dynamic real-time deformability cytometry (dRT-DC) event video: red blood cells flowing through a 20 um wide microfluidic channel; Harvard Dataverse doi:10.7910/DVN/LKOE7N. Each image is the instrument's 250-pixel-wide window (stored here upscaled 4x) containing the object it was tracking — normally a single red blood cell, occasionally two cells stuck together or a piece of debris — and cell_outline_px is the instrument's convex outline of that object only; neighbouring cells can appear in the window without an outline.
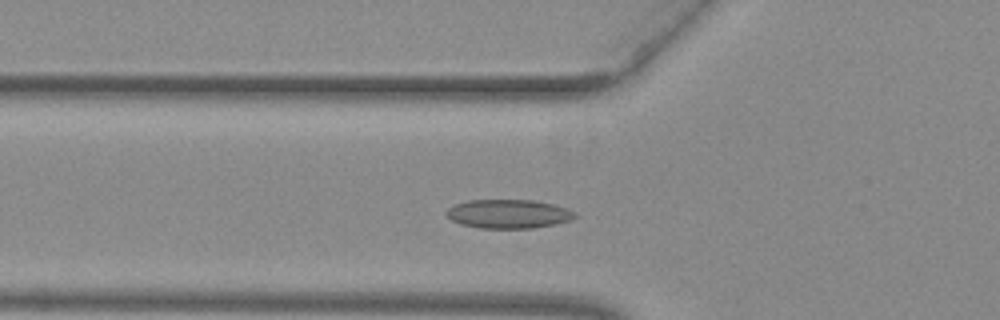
{"species": "common noctule bat (a hibernating species)", "species_latin": "Nyctalus noctula", "temperature_condition": "warm", "stored_images_in_passage": 46, "camera_frame_rate_fps": 3000, "um_per_image_px": 0.085, "animal": {"sex": "female", "body_mass_g": 29.2, "forearm_length_mm": 56.3}, "frame": {"image": 1, "passage_image": 12, "time_ms": 3.667, "image_size_px": [1000, 320], "cell_outline_px": [[576, 216], [568, 220], [556, 224], [532, 228], [480, 228], [460, 224], [452, 220], [444, 212], [452, 204], [468, 200], [536, 200], [568, 208], [576, 212]], "centroid_in_image_um": [43.19, 18.17], "position_along_channel_um": 82.6, "area_um2": 21.73}}
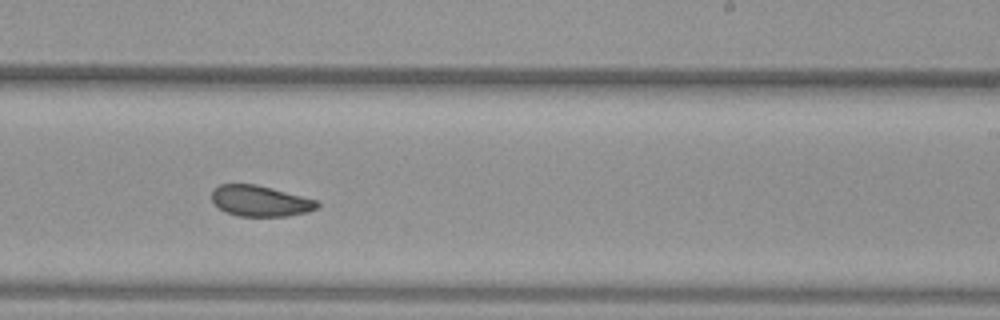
{"frame": {"image": 2, "passage_image": 26, "time_ms": 8.333, "image_size_px": [1000, 320], "cell_outline_px": [[320, 208], [308, 212], [288, 216], [240, 216], [228, 212], [220, 208], [212, 200], [212, 188], [220, 184], [256, 184], [320, 200]], "centroid_in_image_um": [22.19, 17.07], "position_along_channel_um": 266.8, "area_um2": 19.13}}
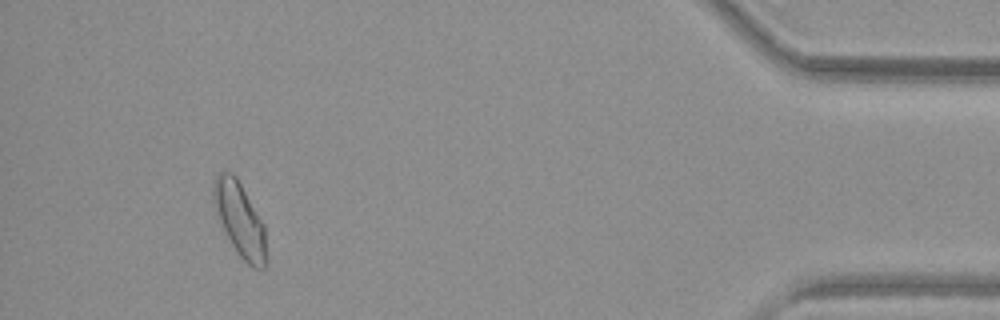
{"frame": {"image": 3, "passage_image": 42, "time_ms": 13.667, "image_size_px": [1000, 320], "cell_outline_px": [[268, 264], [264, 268], [252, 268], [236, 252], [224, 232], [216, 216], [212, 200], [212, 188], [216, 176], [220, 172], [232, 172], [236, 176], [264, 224]], "centroid_in_image_um": [20.38, 18.69], "position_along_channel_um": 414.8, "area_um2": 23.18}, "authors_computed_cell_mechanics": {"area_um2": 20.4901, "velocity_mm_per_s": 3.9477, "shape_relaxation_time_tau1_ms": null, "shape_relaxation_time_tau2_ms": 3.1918, "deformation_change_tau1": null, "deformation_change_tau2": 0.0802}}